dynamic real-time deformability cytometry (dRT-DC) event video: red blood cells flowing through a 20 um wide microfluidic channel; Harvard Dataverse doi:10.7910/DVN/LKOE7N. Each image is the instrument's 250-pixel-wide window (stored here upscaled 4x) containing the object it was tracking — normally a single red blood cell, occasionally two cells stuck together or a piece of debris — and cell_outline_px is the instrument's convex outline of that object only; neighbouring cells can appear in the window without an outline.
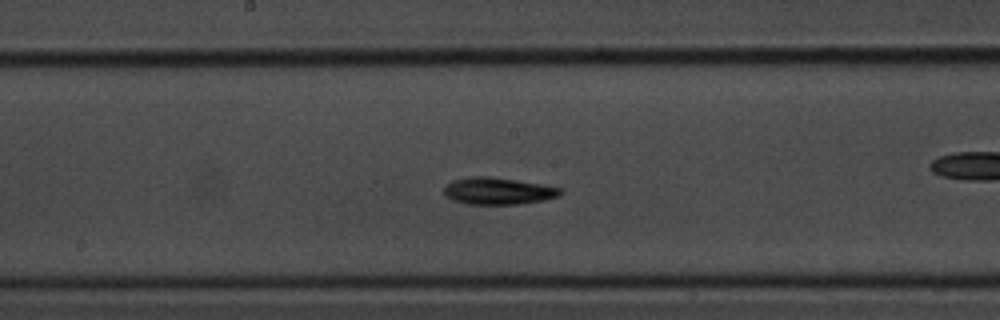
{"species": "common noctule bat (a hibernating species)", "species_latin": "Nyctalus noctula", "temperature_condition": "room temperature", "stored_images_in_passage": 26, "camera_frame_rate_fps": 3000, "um_per_image_px": 0.085, "animal": {"sex": "male", "body_mass_g": 20.1, "forearm_length_mm": 53.5}, "frame": {"image": 1, "passage_image": 8, "time_ms": 2.333, "image_size_px": [1000, 320], "cell_outline_px": [[564, 192], [560, 196], [544, 200], [516, 204], [468, 204], [452, 200], [444, 196], [444, 188], [452, 180], [472, 176], [488, 176], [516, 180], [540, 184], [560, 188]], "centroid_in_image_um": [42.32, 16.24], "position_along_channel_um": 205.9, "area_um2": 18.26}}